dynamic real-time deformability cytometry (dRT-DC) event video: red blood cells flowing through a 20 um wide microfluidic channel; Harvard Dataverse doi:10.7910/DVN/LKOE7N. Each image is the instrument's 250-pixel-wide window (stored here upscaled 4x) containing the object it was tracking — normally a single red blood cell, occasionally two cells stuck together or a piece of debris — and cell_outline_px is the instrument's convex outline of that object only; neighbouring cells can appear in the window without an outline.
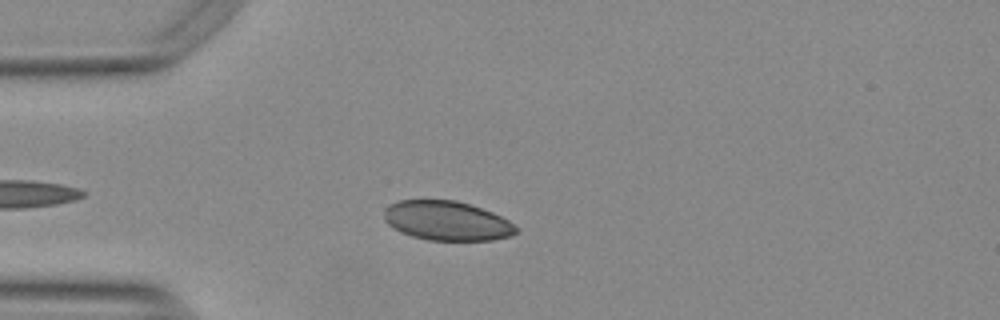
{"species": "Egyptian fruit bat (a non-hibernating species)", "species_latin": "Rousettus aegyptiacus", "temperature_condition": "warm", "stored_images_in_passage": 10, "camera_frame_rate_fps": 3000, "um_per_image_px": 0.085, "animal": {"sex": "female"}, "frame": {"image": 1, "passage_image": 4, "time_ms": 1.0, "image_size_px": [1000, 320], "cell_outline_px": [[516, 232], [512, 236], [492, 240], [428, 240], [412, 236], [400, 232], [392, 228], [384, 220], [384, 208], [388, 204], [400, 200], [456, 200], [492, 212], [508, 220], [516, 228]], "centroid_in_image_um": [37.93, 18.76], "position_along_channel_um": 47.1, "area_um2": 30.29}}
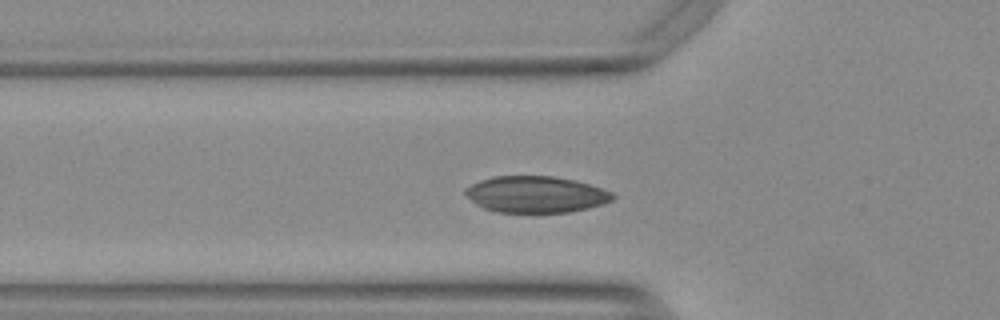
{"frame": {"image": 2, "passage_image": 8, "time_ms": 2.333, "image_size_px": [1000, 320], "cell_outline_px": [[616, 196], [612, 200], [588, 208], [568, 212], [532, 216], [496, 212], [484, 208], [476, 204], [464, 192], [464, 188], [480, 180], [492, 176], [552, 176], [576, 180], [612, 192]], "centroid_in_image_um": [45.52, 16.57], "position_along_channel_um": 80.3, "area_um2": 32.19}}